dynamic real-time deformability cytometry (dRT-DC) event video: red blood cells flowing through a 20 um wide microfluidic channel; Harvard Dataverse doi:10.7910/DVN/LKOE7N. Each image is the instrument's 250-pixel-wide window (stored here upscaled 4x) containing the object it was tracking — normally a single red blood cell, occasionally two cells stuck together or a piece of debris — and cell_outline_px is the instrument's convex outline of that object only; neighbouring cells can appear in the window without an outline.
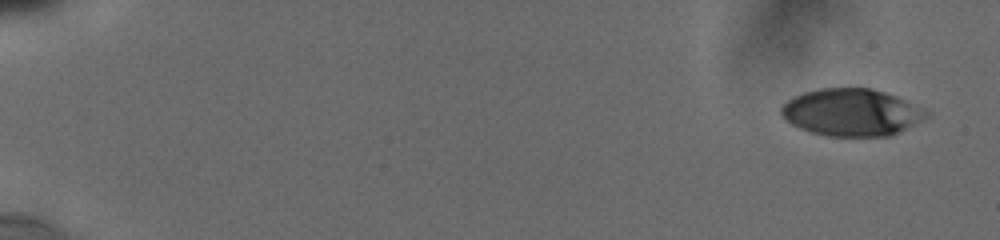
{"species": "human", "species_latin": "Homo sapiens", "temperature_condition": "cold", "stored_images_in_passage": 11, "camera_frame_rate_fps": 3000, "um_per_image_px": 0.085, "donor": {"sex": "male"}, "frame": {"image": 1, "passage_image": 1, "time_ms": 0.0, "image_size_px": [1000, 240], "cell_outline_px": [[932, 112], [928, 116], [888, 136], [828, 136], [812, 132], [800, 128], [784, 120], [780, 112], [780, 108], [792, 96], [804, 92], [820, 88], [872, 88], [896, 96]], "centroid_in_image_um": [72.34, 9.54], "position_along_channel_um": 12.7, "area_um2": 39.65}}
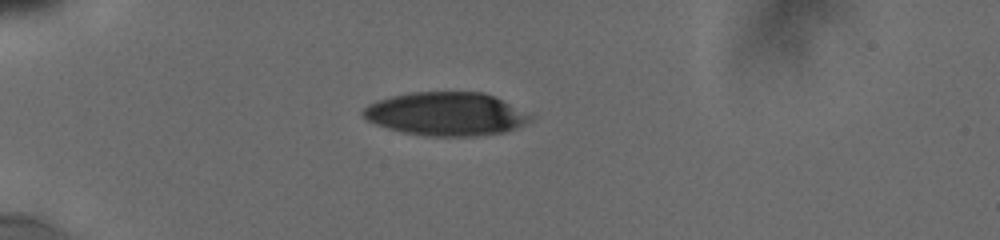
{"frame": {"image": 2, "passage_image": 7, "time_ms": 4.667, "image_size_px": [1000, 240], "cell_outline_px": [[532, 116], [524, 124], [516, 128], [504, 132], [480, 136], [424, 136], [400, 132], [376, 124], [368, 120], [360, 112], [368, 104], [376, 100], [408, 92], [484, 92]], "centroid_in_image_um": [37.84, 9.69], "position_along_channel_um": 47.2, "area_um2": 42.02}}
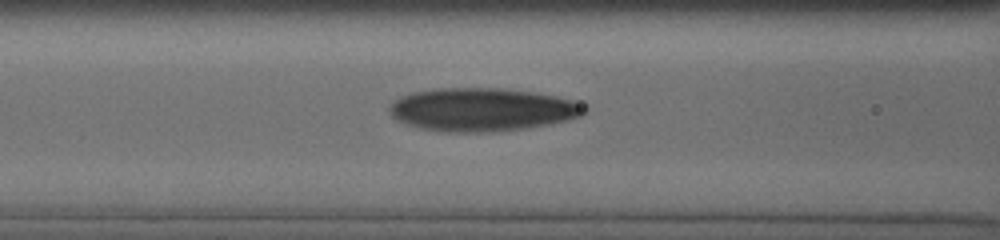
{"frame": {"image": 3, "passage_image": 11, "time_ms": 7.667, "image_size_px": [1000, 240], "cell_outline_px": [[584, 112], [580, 116], [568, 120], [548, 124], [524, 128], [492, 132], [444, 132], [420, 128], [396, 120], [388, 112], [388, 108], [400, 96], [416, 92], [436, 88], [500, 88], [532, 92], [552, 96], [584, 104]], "centroid_in_image_um": [40.92, 9.32], "position_along_channel_um": 125.7, "area_um2": 48.67}}